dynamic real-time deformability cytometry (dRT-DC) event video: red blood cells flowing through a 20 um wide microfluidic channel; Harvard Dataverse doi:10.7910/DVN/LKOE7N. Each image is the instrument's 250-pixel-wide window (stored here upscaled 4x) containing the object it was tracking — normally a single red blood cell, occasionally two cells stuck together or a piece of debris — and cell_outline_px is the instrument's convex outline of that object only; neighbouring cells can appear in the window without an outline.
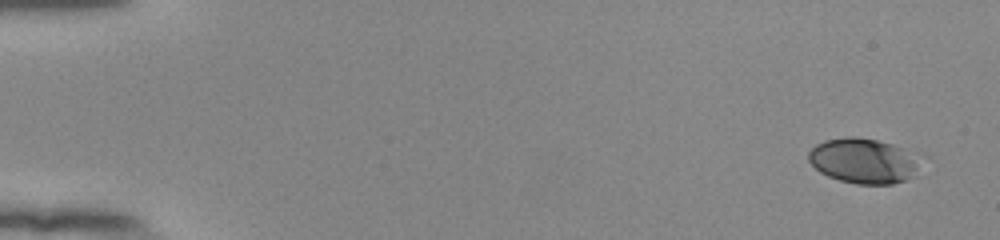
{"species": "human", "species_latin": "Homo sapiens", "temperature_condition": "room temperature", "stored_images_in_passage": 52, "camera_frame_rate_fps": 3000, "um_per_image_px": 0.085, "donor": {"sex": "female"}, "frame": {"image": 1, "passage_image": 1, "time_ms": 0.0, "image_size_px": [1000, 240], "cell_outline_px": [[916, 176], [892, 184], [856, 184], [840, 180], [828, 176], [820, 172], [808, 160], [808, 152], [816, 144], [824, 140], [848, 136], [856, 136], [876, 140], [892, 144], [900, 148], [916, 160]], "centroid_in_image_um": [73.3, 13.67], "position_along_channel_um": 11.7, "area_um2": 28.84}}
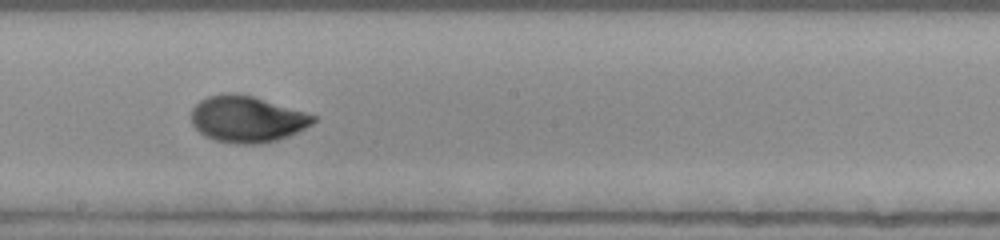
{"frame": {"image": 2, "passage_image": 30, "time_ms": 9.667, "image_size_px": [1000, 240], "cell_outline_px": [[316, 120], [312, 124], [288, 136], [276, 140], [260, 144], [240, 144], [216, 140], [204, 136], [192, 124], [192, 108], [200, 100], [208, 96], [228, 92], [236, 92], [252, 96], [304, 112], [316, 116]], "centroid_in_image_um": [20.97, 10.12], "position_along_channel_um": 227.2, "area_um2": 32.71}}
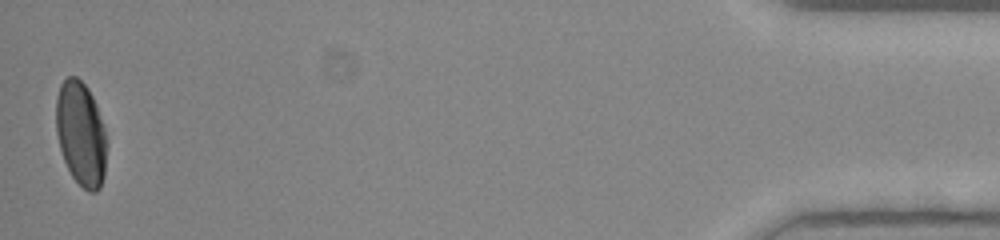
{"frame": {"image": 3, "passage_image": 52, "time_ms": 17.0, "image_size_px": [1000, 240], "cell_outline_px": [[108, 144], [104, 176], [100, 188], [96, 192], [88, 192], [72, 176], [64, 160], [60, 148], [56, 132], [56, 96], [60, 84], [68, 76], [76, 76], [88, 88], [96, 104], [104, 128]], "centroid_in_image_um": [6.89, 11.37], "position_along_channel_um": 428.3, "area_um2": 31.04}, "authors_computed_cell_mechanics": {"area_um2": 31.0675, "velocity_mm_per_s": 3.8983, "shape_relaxation_time_tau1_ms": 3.5039, "shape_relaxation_time_tau2_ms": 0.8068, "deformation_change_tau1": 0.1609, "deformation_change_tau2": 0.0408}}